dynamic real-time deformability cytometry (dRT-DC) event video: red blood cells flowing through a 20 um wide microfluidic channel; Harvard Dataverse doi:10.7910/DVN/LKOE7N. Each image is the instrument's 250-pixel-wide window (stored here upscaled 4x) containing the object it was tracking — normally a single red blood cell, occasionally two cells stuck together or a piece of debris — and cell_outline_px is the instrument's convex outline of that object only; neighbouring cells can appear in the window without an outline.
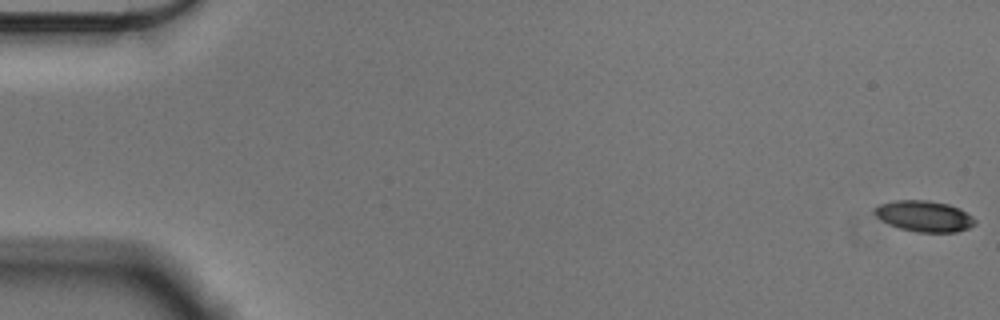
{"species": "Egyptian fruit bat (a non-hibernating species)", "species_latin": "Rousettus aegyptiacus", "temperature_condition": "cold", "stored_images_in_passage": 57, "camera_frame_rate_fps": 3000, "um_per_image_px": 0.085, "animal": {"sex": "male"}, "frame": {"image": 1, "passage_image": 1, "time_ms": 0.0, "image_size_px": [1000, 320], "cell_outline_px": [[976, 224], [968, 228], [956, 232], [916, 232], [900, 228], [888, 224], [876, 216], [872, 212], [880, 204], [896, 200], [928, 200], [948, 204], [960, 208], [972, 216], [976, 220]], "centroid_in_image_um": [78.57, 18.37], "position_along_channel_um": 6.4, "area_um2": 18.15}}
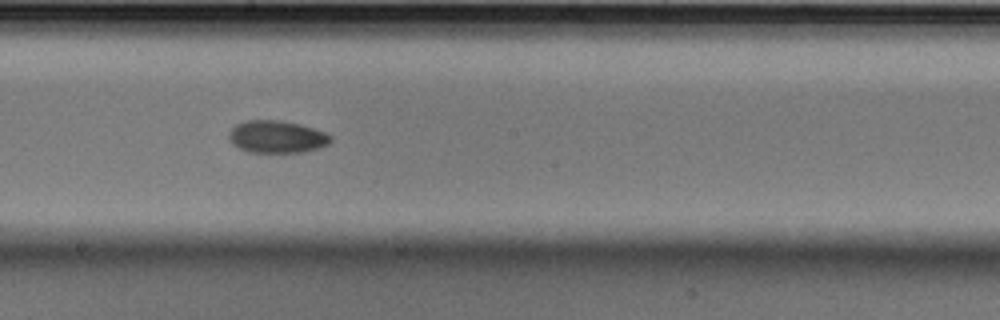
{"frame": {"image": 2, "passage_image": 32, "time_ms": 10.333, "image_size_px": [1000, 320], "cell_outline_px": [[332, 140], [328, 144], [320, 148], [304, 152], [248, 152], [232, 144], [228, 136], [228, 132], [236, 124], [244, 120], [280, 120], [300, 124], [324, 132], [332, 136]], "centroid_in_image_um": [23.52, 11.62], "position_along_channel_um": 224.7, "area_um2": 19.31}}
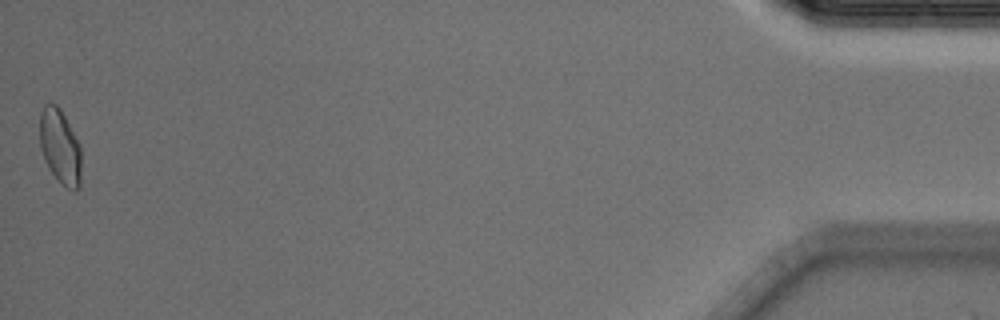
{"frame": {"image": 3, "passage_image": 57, "time_ms": 18.667, "image_size_px": [1000, 320], "cell_outline_px": [[80, 188], [76, 192], [72, 192], [64, 188], [60, 184], [48, 168], [44, 160], [40, 148], [40, 112], [44, 104], [56, 104], [60, 108], [80, 144]], "centroid_in_image_um": [5.1, 12.53], "position_along_channel_um": 430.1, "area_um2": 18.44}, "authors_computed_cell_mechanics": {"area_um2": 18.6694, "velocity_mm_per_s": 3.5687, "shape_relaxation_time_tau1_ms": 2.6697, "shape_relaxation_time_tau2_ms": 4.8339, "deformation_change_tau1": 0.1193, "deformation_change_tau2": 0.0706}}